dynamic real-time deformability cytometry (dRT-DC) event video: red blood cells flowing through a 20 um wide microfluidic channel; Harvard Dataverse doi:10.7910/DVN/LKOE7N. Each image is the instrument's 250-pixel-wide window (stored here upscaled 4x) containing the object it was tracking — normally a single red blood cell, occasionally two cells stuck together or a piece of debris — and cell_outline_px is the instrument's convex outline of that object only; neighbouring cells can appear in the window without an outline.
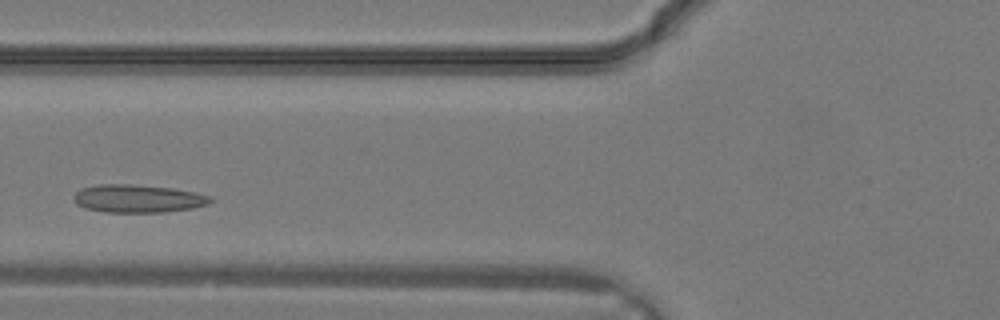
{"species": "common noctule bat (a hibernating species)", "species_latin": "Nyctalus noctula", "temperature_condition": "warm", "stored_images_in_passage": 15, "camera_frame_rate_fps": 3000, "um_per_image_px": 0.085, "animal": {"sex": "male", "body_mass_g": 19.2, "forearm_length_mm": 51.8}, "frame": {"image": 1, "passage_image": 6, "time_ms": 1.667, "image_size_px": [1000, 320], "cell_outline_px": [[212, 200], [208, 204], [192, 208], [164, 212], [104, 212], [84, 208], [76, 204], [72, 200], [72, 196], [80, 188], [100, 184], [132, 184], [172, 188], [212, 196]], "centroid_in_image_um": [11.66, 16.88], "position_along_channel_um": 114.1, "area_um2": 22.37}}
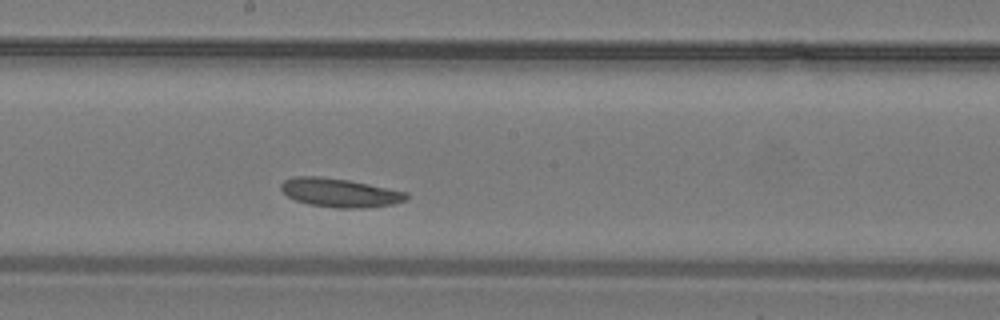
{"frame": {"image": 2, "passage_image": 11, "time_ms": 3.333, "image_size_px": [1000, 320], "cell_outline_px": [[408, 200], [392, 204], [360, 208], [336, 208], [308, 204], [296, 200], [288, 196], [280, 188], [280, 184], [284, 180], [296, 176], [316, 176], [348, 180], [408, 192]], "centroid_in_image_um": [28.88, 16.38], "position_along_channel_um": 219.3, "area_um2": 20.87}}
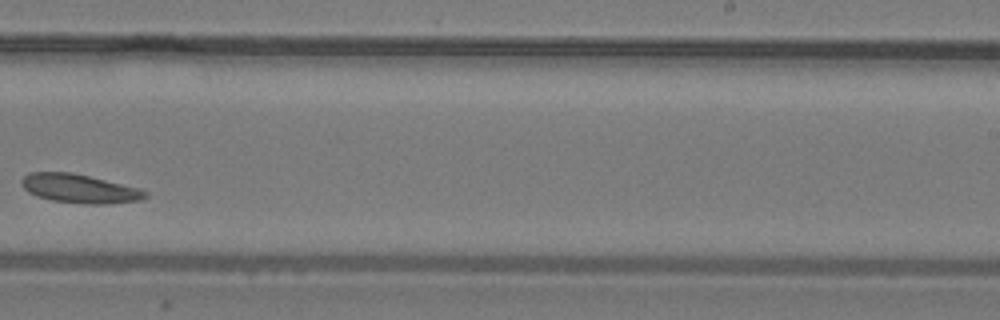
{"frame": {"image": 3, "passage_image": 14, "time_ms": 4.333, "image_size_px": [1000, 320], "cell_outline_px": [[148, 196], [140, 200], [104, 204], [84, 204], [52, 200], [36, 196], [28, 192], [20, 184], [20, 180], [28, 172], [72, 172], [136, 188], [148, 192]], "centroid_in_image_um": [6.69, 16.03], "position_along_channel_um": 282.3, "area_um2": 20.58}}